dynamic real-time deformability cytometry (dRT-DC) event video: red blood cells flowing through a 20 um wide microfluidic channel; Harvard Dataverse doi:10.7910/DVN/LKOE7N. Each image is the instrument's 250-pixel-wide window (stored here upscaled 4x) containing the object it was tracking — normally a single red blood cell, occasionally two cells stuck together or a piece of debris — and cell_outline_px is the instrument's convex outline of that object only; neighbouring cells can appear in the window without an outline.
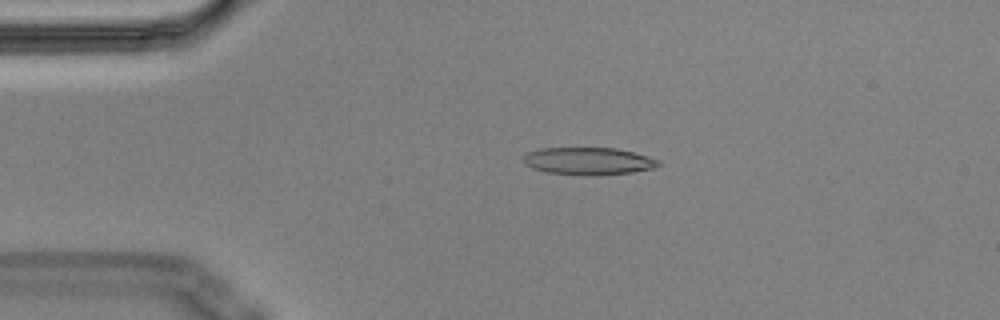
{"species": "Egyptian fruit bat (a non-hibernating species)", "species_latin": "Rousettus aegyptiacus", "temperature_condition": "cold", "stored_images_in_passage": 4, "camera_frame_rate_fps": 3000, "um_per_image_px": 0.085, "animal": {"sex": "male"}, "frame": {"image": 1, "passage_image": 3, "time_ms": 0.667, "image_size_px": [1000, 320], "cell_outline_px": [[660, 164], [652, 168], [632, 172], [548, 172], [532, 168], [524, 160], [524, 156], [528, 152], [540, 148], [616, 148], [632, 152], [660, 160]], "centroid_in_image_um": [50.01, 13.63], "position_along_channel_um": 35.0, "area_um2": 20.06}}